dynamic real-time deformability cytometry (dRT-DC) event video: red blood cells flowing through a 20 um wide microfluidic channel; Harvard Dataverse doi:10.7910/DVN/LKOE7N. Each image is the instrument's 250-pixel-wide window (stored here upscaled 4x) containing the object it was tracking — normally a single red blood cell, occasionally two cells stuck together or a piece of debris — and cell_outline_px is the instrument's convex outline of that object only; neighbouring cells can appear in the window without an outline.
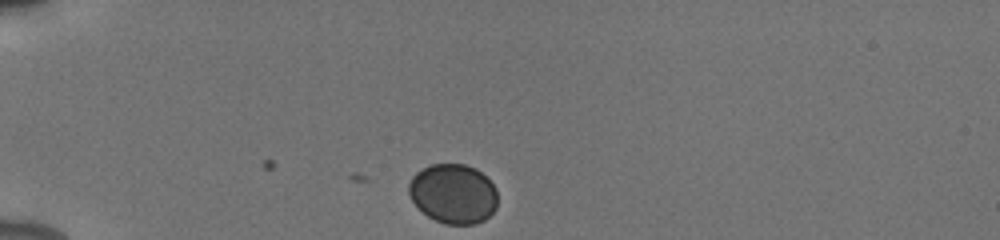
{"species": "human", "species_latin": "Homo sapiens", "temperature_condition": "cold", "stored_images_in_passage": 40, "camera_frame_rate_fps": 3000, "um_per_image_px": 0.085, "donor": {"sex": "male"}, "frame": {"image": 1, "passage_image": 1, "time_ms": 0.0, "image_size_px": [1000, 240], "cell_outline_px": [[496, 208], [484, 220], [476, 224], [444, 224], [428, 216], [412, 200], [408, 192], [408, 184], [412, 176], [416, 172], [432, 164], [464, 164], [476, 168], [496, 188]], "centroid_in_image_um": [38.52, 16.46], "position_along_channel_um": 46.5, "area_um2": 30.63}}
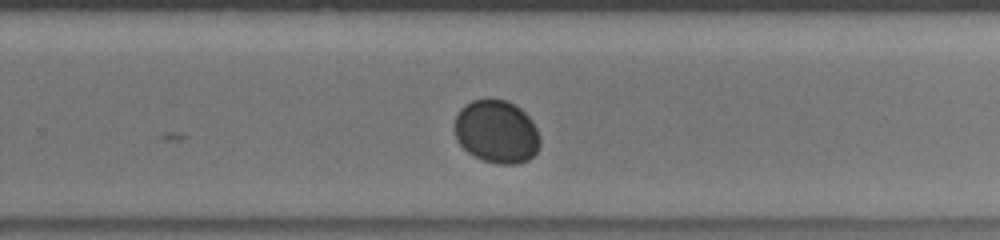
{"frame": {"image": 2, "passage_image": 23, "time_ms": 7.333, "image_size_px": [1000, 240], "cell_outline_px": [[540, 148], [528, 160], [516, 164], [496, 164], [484, 160], [468, 152], [456, 140], [456, 116], [460, 108], [464, 104], [472, 100], [508, 100], [520, 108], [532, 120], [540, 136]], "centroid_in_image_um": [42.23, 11.2], "position_along_channel_um": 287.6, "area_um2": 31.33}}
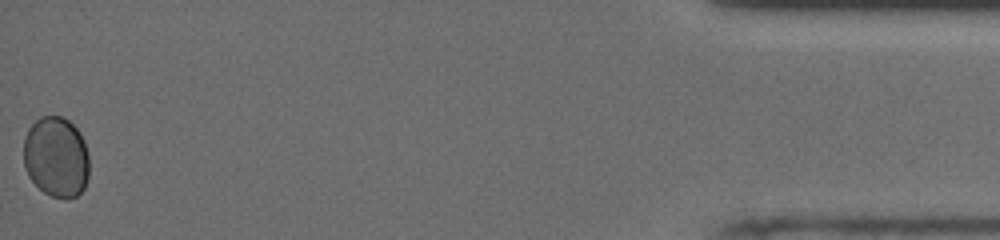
{"frame": {"image": 3, "passage_image": 40, "time_ms": 13.0, "image_size_px": [1000, 240], "cell_outline_px": [[88, 176], [84, 188], [76, 196], [64, 200], [52, 196], [44, 192], [28, 176], [24, 164], [24, 136], [28, 128], [40, 116], [64, 116], [80, 132], [84, 140], [88, 156]], "centroid_in_image_um": [4.77, 13.33], "position_along_channel_um": 430.4, "area_um2": 31.04}}